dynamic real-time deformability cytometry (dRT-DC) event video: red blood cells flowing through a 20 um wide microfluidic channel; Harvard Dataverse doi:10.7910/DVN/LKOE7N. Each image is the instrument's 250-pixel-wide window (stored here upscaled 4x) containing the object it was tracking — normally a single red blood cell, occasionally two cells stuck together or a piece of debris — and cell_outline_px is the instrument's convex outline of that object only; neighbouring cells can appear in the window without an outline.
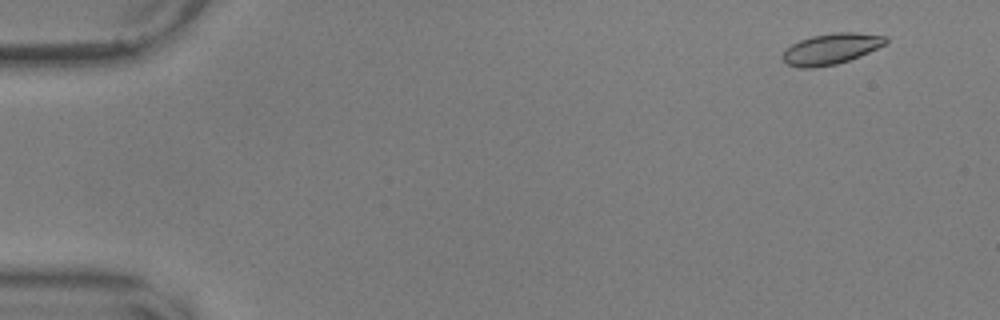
{"species": "common noctule bat (a hibernating species)", "species_latin": "Nyctalus noctula", "temperature_condition": "warm", "stored_images_in_passage": 54, "camera_frame_rate_fps": 3000, "um_per_image_px": 0.085, "animal": {"sex": "male", "body_mass_g": 17.9, "forearm_length_mm": 54.2}, "frame": {"image": 1, "passage_image": 5, "time_ms": 1.333, "image_size_px": [1000, 320], "cell_outline_px": [[888, 40], [884, 44], [860, 56], [836, 64], [812, 68], [800, 68], [788, 64], [780, 56], [792, 44], [800, 40], [812, 36], [836, 32], [856, 32], [888, 36]], "centroid_in_image_um": [70.64, 4.15], "position_along_channel_um": 14.4, "area_um2": 18.38}}
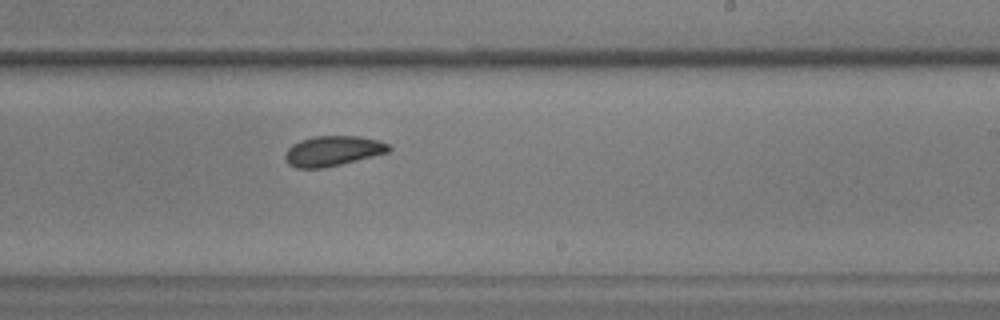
{"frame": {"image": 2, "passage_image": 36, "time_ms": 11.667, "image_size_px": [1000, 320], "cell_outline_px": [[392, 148], [388, 152], [324, 168], [296, 168], [288, 164], [284, 160], [284, 156], [288, 148], [292, 144], [300, 140], [312, 136], [360, 136], [380, 140], [388, 144]], "centroid_in_image_um": [28.26, 12.82], "position_along_channel_um": 260.7, "area_um2": 18.26}}
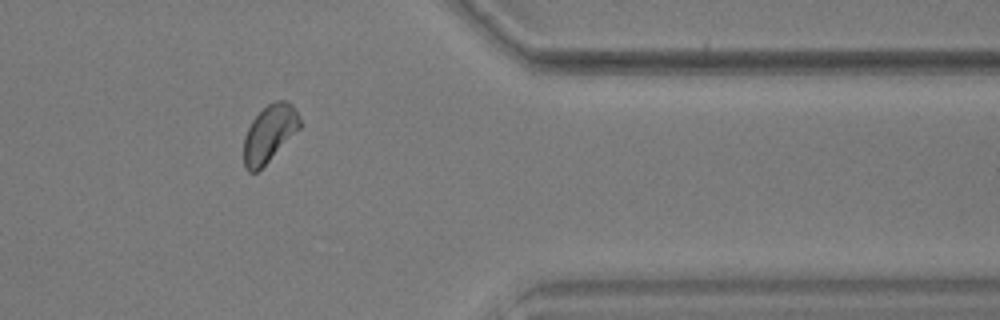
{"frame": {"image": 3, "passage_image": 48, "time_ms": 15.667, "image_size_px": [1000, 320], "cell_outline_px": [[300, 128], [256, 172], [248, 172], [244, 168], [244, 136], [252, 120], [268, 104], [276, 100], [284, 100], [292, 104], [300, 120]], "centroid_in_image_um": [22.88, 11.34], "position_along_channel_um": 388.5, "area_um2": 18.15}}